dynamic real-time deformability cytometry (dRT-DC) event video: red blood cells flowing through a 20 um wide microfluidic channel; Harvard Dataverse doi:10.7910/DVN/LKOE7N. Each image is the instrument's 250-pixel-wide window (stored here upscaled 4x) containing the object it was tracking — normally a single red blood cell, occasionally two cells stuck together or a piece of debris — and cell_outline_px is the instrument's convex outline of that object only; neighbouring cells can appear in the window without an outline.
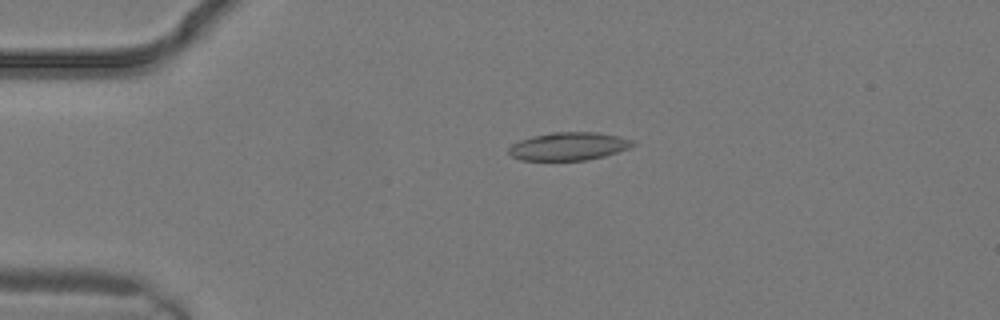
{"species": "common noctule bat (a hibernating species)", "species_latin": "Nyctalus noctula", "temperature_condition": "warm", "stored_images_in_passage": 2, "camera_frame_rate_fps": 3000, "um_per_image_px": 0.085, "animal": {"sex": "male", "body_mass_g": 19.2, "forearm_length_mm": 51.8}, "frame": {"image": 1, "passage_image": 2, "time_ms": 0.333, "image_size_px": [1000, 320], "cell_outline_px": [[636, 144], [628, 148], [604, 156], [588, 160], [520, 160], [512, 156], [508, 152], [508, 148], [512, 144], [520, 140], [532, 136], [552, 132], [596, 132], [620, 136], [636, 140]], "centroid_in_image_um": [48.36, 12.43], "position_along_channel_um": 36.6, "area_um2": 20.35}}